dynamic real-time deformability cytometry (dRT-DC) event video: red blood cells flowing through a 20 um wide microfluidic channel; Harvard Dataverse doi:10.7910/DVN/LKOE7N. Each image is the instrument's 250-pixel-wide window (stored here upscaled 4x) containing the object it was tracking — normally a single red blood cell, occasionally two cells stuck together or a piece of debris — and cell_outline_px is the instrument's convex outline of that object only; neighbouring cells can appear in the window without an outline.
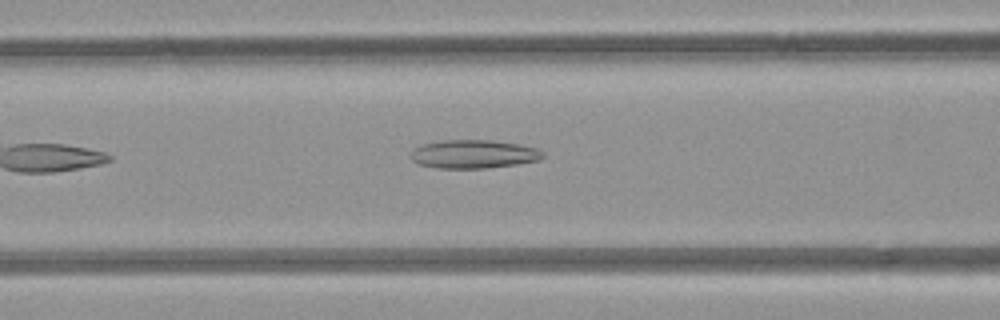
{"species": "common noctule bat (a hibernating species)", "species_latin": "Nyctalus noctula", "temperature_condition": "room temperature", "stored_images_in_passage": 6, "camera_frame_rate_fps": 3000, "um_per_image_px": 0.085, "animal": {"sex": "female", "body_mass_g": 21.9}, "frame": {"image": 1, "passage_image": 6, "time_ms": 6.667, "image_size_px": [1000, 320], "cell_outline_px": [[544, 156], [536, 160], [516, 164], [488, 168], [436, 168], [420, 164], [412, 160], [412, 152], [420, 144], [444, 140], [492, 140], [520, 144], [536, 148], [544, 152]], "centroid_in_image_um": [40.26, 13.09], "position_along_channel_um": 126.3, "area_um2": 21.79}}